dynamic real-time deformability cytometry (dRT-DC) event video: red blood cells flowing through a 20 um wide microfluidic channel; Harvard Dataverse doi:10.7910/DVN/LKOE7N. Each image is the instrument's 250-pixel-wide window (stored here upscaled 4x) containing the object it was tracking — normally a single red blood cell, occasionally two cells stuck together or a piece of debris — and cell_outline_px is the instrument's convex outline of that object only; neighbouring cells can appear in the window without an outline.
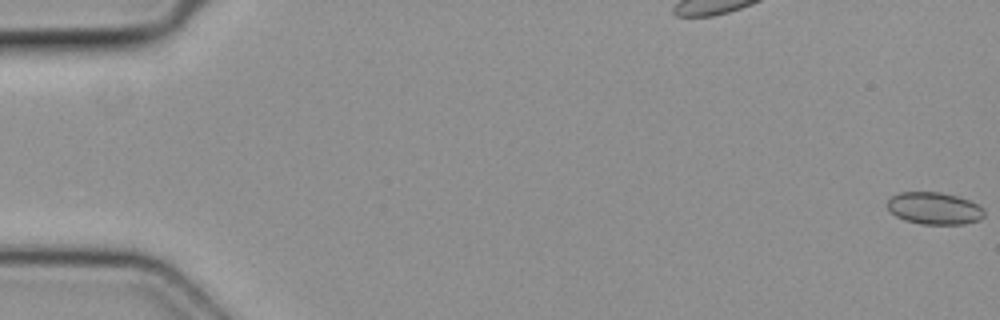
{"species": "common noctule bat (a hibernating species)", "species_latin": "Nyctalus noctula", "temperature_condition": "cold", "stored_images_in_passage": 50, "segment_of_instrument_passage": [1, 2], "camera_frame_rate_fps": 3000, "um_per_image_px": 0.085, "animal": {"sex": "female", "body_mass_g": 19.3, "forearm_length_mm": 54.1}, "frame": {"image": 1, "passage_image": 1, "time_ms": 0.0, "image_size_px": [1000, 320], "cell_outline_px": [[984, 216], [980, 220], [964, 224], [920, 224], [904, 220], [896, 216], [888, 208], [888, 200], [892, 196], [900, 192], [940, 192], [956, 196], [968, 200], [976, 204], [984, 212]], "centroid_in_image_um": [79.4, 17.71], "position_along_channel_um": 5.6, "area_um2": 17.98}}
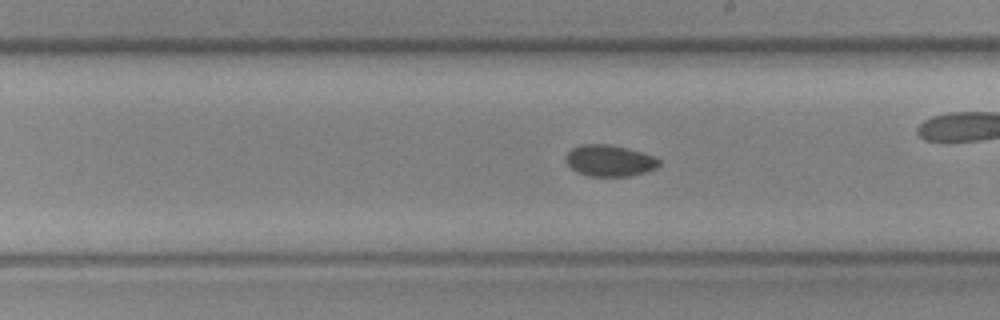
{"frame": {"image": 2, "passage_image": 29, "time_ms": 9.333, "image_size_px": [1000, 320], "cell_outline_px": [[660, 164], [656, 168], [648, 172], [628, 176], [588, 176], [576, 172], [568, 164], [564, 156], [572, 148], [580, 144], [608, 144], [640, 152], [652, 156], [660, 160]], "centroid_in_image_um": [51.79, 13.66], "position_along_channel_um": 237.2, "area_um2": 16.99}}